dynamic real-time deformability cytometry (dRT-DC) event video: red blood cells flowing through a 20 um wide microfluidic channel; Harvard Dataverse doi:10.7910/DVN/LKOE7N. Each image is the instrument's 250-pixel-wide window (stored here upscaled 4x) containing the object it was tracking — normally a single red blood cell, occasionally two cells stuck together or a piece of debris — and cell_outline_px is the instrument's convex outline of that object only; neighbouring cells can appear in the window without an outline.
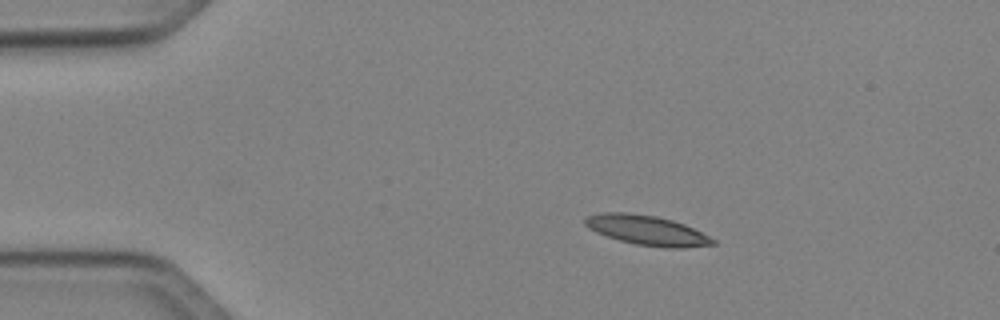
{"species": "Egyptian fruit bat (a non-hibernating species)", "species_latin": "Rousettus aegyptiacus", "temperature_condition": "cold", "stored_images_in_passage": 42, "camera_frame_rate_fps": 3000, "um_per_image_px": 0.085, "animal": {"sex": "female"}, "frame": {"image": 1, "passage_image": 1, "time_ms": 0.0, "image_size_px": [1000, 320], "cell_outline_px": [[716, 244], [684, 248], [664, 248], [636, 244], [620, 240], [596, 232], [588, 228], [584, 224], [584, 220], [588, 216], [600, 212], [628, 212], [656, 216], [672, 220], [684, 224], [716, 240]], "centroid_in_image_um": [54.98, 19.57], "position_along_channel_um": 30.0, "area_um2": 22.08}}
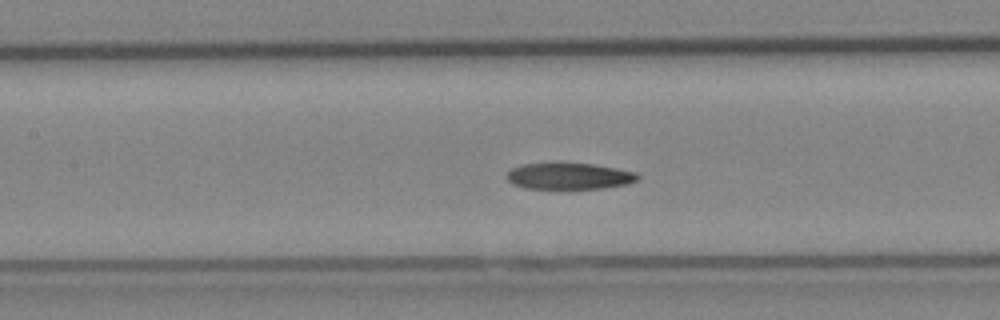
{"frame": {"image": 2, "passage_image": 15, "time_ms": 4.667, "image_size_px": [1000, 320], "cell_outline_px": [[640, 176], [636, 180], [628, 184], [604, 188], [524, 188], [512, 184], [508, 180], [508, 172], [512, 168], [520, 164], [556, 160], [592, 164], [616, 168], [636, 172]], "centroid_in_image_um": [48.34, 14.92], "position_along_channel_um": 159.1, "area_um2": 20.81}}
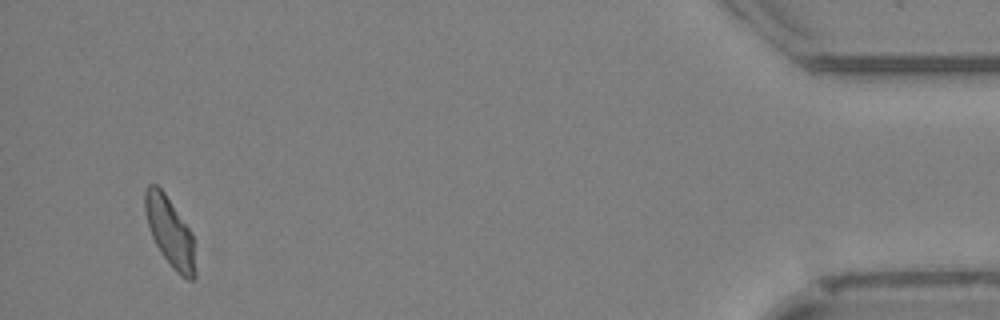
{"frame": {"image": 3, "passage_image": 40, "time_ms": 13.0, "image_size_px": [1000, 320], "cell_outline_px": [[196, 276], [192, 280], [188, 280], [180, 276], [172, 268], [160, 252], [152, 236], [144, 212], [144, 192], [148, 184], [156, 184], [164, 192], [192, 232], [196, 272]], "centroid_in_image_um": [14.44, 19.73], "position_along_channel_um": 420.8, "area_um2": 20.4}, "authors_computed_cell_mechanics": {"area_um2": 20.8658, "velocity_mm_per_s": 4.0409, "shape_relaxation_time_tau1_ms": null, "shape_relaxation_time_tau2_ms": 4.4191, "deformation_change_tau1": null, "deformation_change_tau2": 0.1103}}